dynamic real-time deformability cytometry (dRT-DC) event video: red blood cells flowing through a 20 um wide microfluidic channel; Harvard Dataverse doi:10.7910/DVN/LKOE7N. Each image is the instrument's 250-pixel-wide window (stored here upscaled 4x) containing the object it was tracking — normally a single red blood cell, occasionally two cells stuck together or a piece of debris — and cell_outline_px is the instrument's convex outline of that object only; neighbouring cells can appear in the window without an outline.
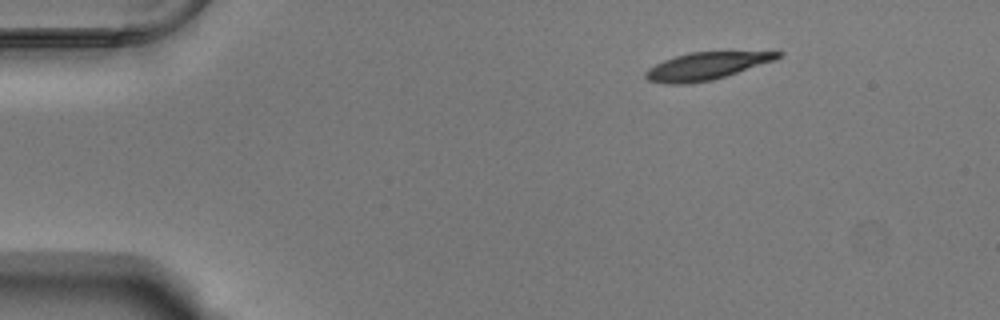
{"species": "Egyptian fruit bat (a non-hibernating species)", "species_latin": "Rousettus aegyptiacus", "temperature_condition": "warm", "stored_images_in_passage": 47, "camera_frame_rate_fps": 3000, "um_per_image_px": 0.085, "animal": {"sex": "male"}, "frame": {"image": 1, "passage_image": 1, "time_ms": 0.0, "image_size_px": [1000, 320], "cell_outline_px": [[784, 52], [776, 60], [712, 80], [688, 84], [664, 84], [648, 80], [644, 76], [644, 72], [648, 68], [664, 60], [688, 52], [776, 48], [780, 48]], "centroid_in_image_um": [60.23, 5.54], "position_along_channel_um": 24.8, "area_um2": 22.37}}
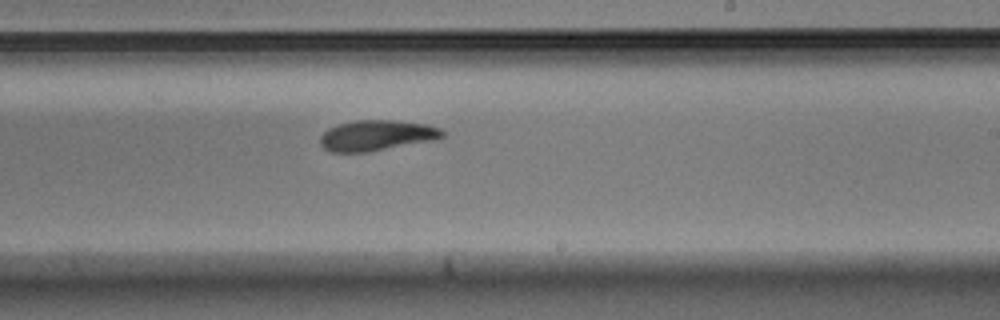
{"frame": {"image": 2, "passage_image": 26, "time_ms": 8.333, "image_size_px": [1000, 320], "cell_outline_px": [[444, 136], [440, 140], [368, 152], [328, 152], [320, 144], [320, 136], [328, 128], [340, 124], [356, 120], [392, 120], [428, 124], [440, 128], [444, 132]], "centroid_in_image_um": [32.07, 11.52], "position_along_channel_um": 256.9, "area_um2": 22.14}}
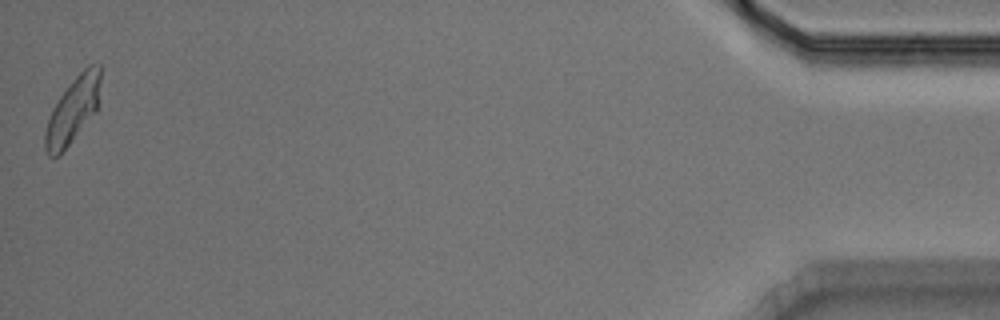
{"frame": {"image": 3, "passage_image": 47, "time_ms": 15.333, "image_size_px": [1000, 320], "cell_outline_px": [[100, 80], [96, 112], [68, 144], [56, 156], [48, 156], [44, 148], [44, 132], [52, 108], [60, 96], [72, 80], [88, 64], [100, 64]], "centroid_in_image_um": [6.17, 9.34], "position_along_channel_um": 429.0, "area_um2": 20.75}, "authors_computed_cell_mechanics": {"area_um2": 22.0218, "velocity_mm_per_s": 3.7288, "shape_relaxation_time_tau1_ms": 3.5702, "shape_relaxation_time_tau2_ms": 3.5446, "deformation_change_tau1": 0.1582, "deformation_change_tau2": 0.0794}}